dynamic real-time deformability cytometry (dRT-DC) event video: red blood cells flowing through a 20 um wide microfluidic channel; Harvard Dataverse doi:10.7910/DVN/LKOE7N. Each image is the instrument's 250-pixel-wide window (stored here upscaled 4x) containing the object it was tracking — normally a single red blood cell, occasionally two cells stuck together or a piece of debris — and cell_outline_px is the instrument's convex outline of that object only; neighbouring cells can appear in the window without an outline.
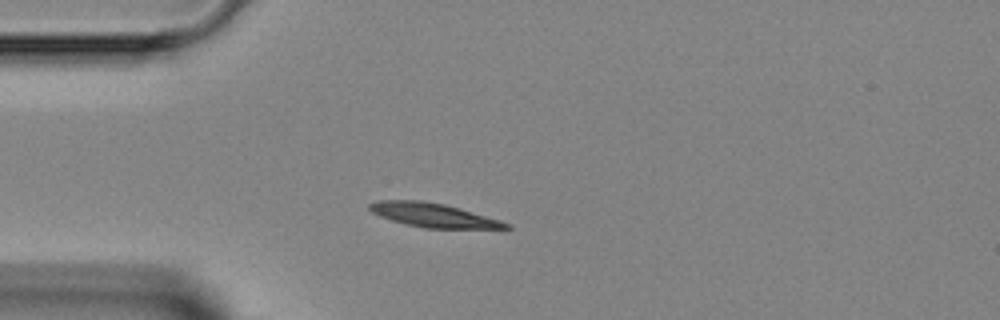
{"species": "Egyptian fruit bat (a non-hibernating species)", "species_latin": "Rousettus aegyptiacus", "temperature_condition": "room temperature", "stored_images_in_passage": 2, "camera_frame_rate_fps": 3000, "um_per_image_px": 0.085, "animal": {"sex": "female"}, "frame": {"image": 1, "passage_image": 2, "time_ms": 1.333, "image_size_px": [1000, 320], "cell_outline_px": [[512, 228], [424, 228], [392, 220], [380, 216], [372, 212], [368, 208], [368, 204], [376, 200], [420, 200], [444, 204], [460, 208], [500, 220], [512, 224]], "centroid_in_image_um": [36.82, 18.28], "position_along_channel_um": 48.2, "area_um2": 18.9}}